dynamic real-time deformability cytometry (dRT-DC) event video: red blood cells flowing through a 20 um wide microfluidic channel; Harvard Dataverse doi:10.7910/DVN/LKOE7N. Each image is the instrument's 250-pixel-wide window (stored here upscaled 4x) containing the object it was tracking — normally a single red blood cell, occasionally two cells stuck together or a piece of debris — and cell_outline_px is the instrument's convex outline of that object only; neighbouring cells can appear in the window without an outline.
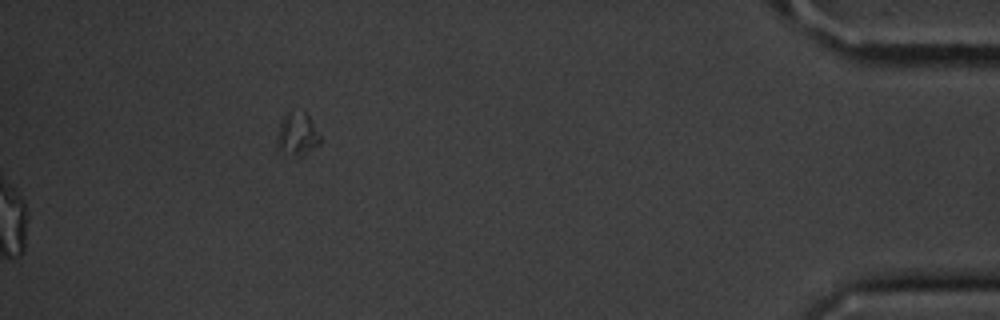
{"species": "common noctule bat (a hibernating species)", "species_latin": "Nyctalus noctula", "temperature_condition": "cold", "stored_images_in_passage": 55, "segment_of_instrument_passage": [2, 2], "camera_frame_rate_fps": 3000, "um_per_image_px": 0.085, "animal": {"sex": "male", "body_mass_g": 20.1, "forearm_length_mm": 53.5}, "frame": {"image": 1, "passage_image": 55, "time_ms": 18.0, "image_size_px": [1000, 320], "cell_outline_px": [[324, 140], [320, 144], [304, 156], [296, 160], [276, 152], [276, 136], [280, 124], [284, 116], [288, 112], [304, 112], [308, 116]], "centroid_in_image_um": [25.25, 11.54], "position_along_channel_um": 410.0, "area_um2": 11.56}}